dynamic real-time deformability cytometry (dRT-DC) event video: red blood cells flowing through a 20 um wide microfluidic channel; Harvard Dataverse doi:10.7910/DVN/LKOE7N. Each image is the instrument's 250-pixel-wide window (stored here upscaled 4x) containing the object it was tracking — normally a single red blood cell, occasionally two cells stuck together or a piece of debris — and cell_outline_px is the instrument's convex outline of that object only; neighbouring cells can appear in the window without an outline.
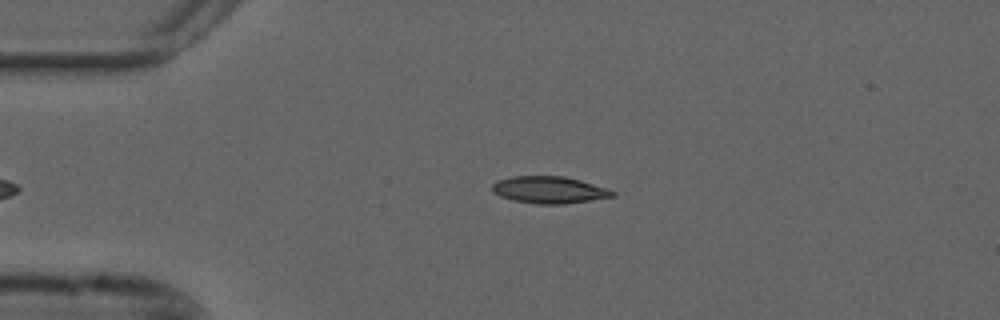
{"species": "common noctule bat (a hibernating species)", "species_latin": "Nyctalus noctula", "temperature_condition": "cold", "stored_images_in_passage": 39, "camera_frame_rate_fps": 3000, "um_per_image_px": 0.085, "animal": {"sex": "male", "forearm_length_mm": 52.5}, "frame": {"image": 1, "passage_image": 2, "time_ms": 0.333, "image_size_px": [1000, 320], "cell_outline_px": [[616, 196], [564, 204], [536, 204], [512, 200], [500, 196], [492, 192], [492, 184], [496, 180], [512, 176], [564, 176], [580, 180], [608, 188], [616, 192]], "centroid_in_image_um": [46.67, 16.14], "position_along_channel_um": 38.3, "area_um2": 19.07}}
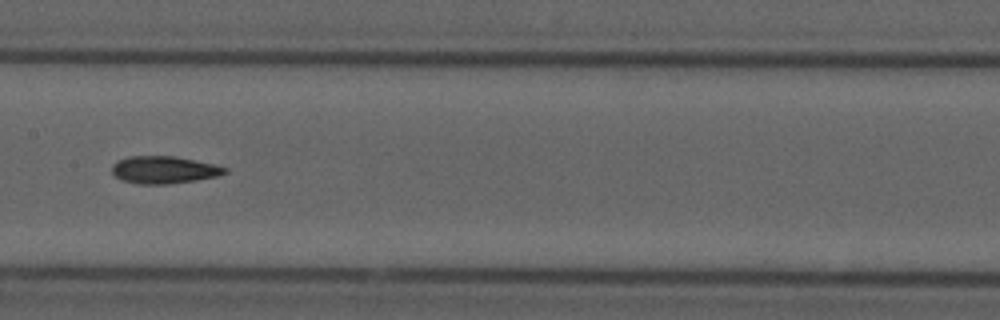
{"frame": {"image": 2, "passage_image": 17, "time_ms": 5.333, "image_size_px": [1000, 320], "cell_outline_px": [[228, 172], [216, 176], [196, 180], [168, 184], [136, 184], [120, 180], [112, 172], [112, 164], [128, 156], [176, 156], [212, 164], [228, 168]], "centroid_in_image_um": [13.91, 14.44], "position_along_channel_um": 193.5, "area_um2": 17.98}}
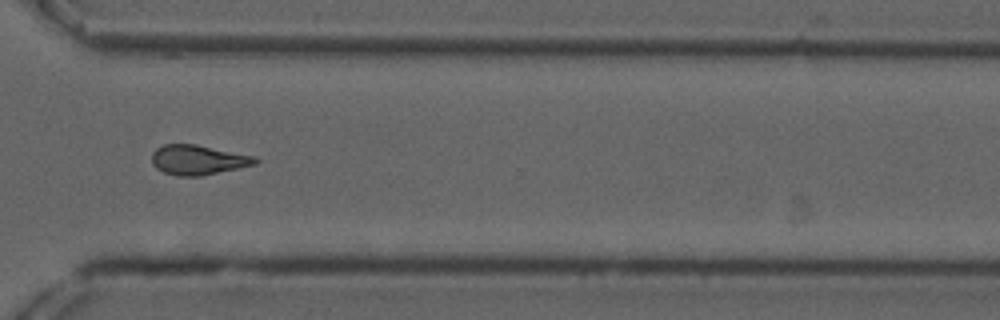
{"frame": {"image": 3, "passage_image": 30, "time_ms": 9.667, "image_size_px": [1000, 320], "cell_outline_px": [[260, 160], [256, 164], [200, 176], [176, 176], [164, 172], [156, 168], [152, 164], [152, 152], [156, 148], [164, 144], [196, 144], [256, 156]], "centroid_in_image_um": [16.83, 13.58], "position_along_channel_um": 353.8, "area_um2": 18.03}, "authors_computed_cell_mechanics": {"area_um2": 17.9758, "velocity_mm_per_s": 3.7134, "shape_relaxation_time_tau1_ms": 9.873, "shape_relaxation_time_tau2_ms": 6.2815, "deformation_change_tau1": 0.2174, "deformation_change_tau2": 0.1273}}